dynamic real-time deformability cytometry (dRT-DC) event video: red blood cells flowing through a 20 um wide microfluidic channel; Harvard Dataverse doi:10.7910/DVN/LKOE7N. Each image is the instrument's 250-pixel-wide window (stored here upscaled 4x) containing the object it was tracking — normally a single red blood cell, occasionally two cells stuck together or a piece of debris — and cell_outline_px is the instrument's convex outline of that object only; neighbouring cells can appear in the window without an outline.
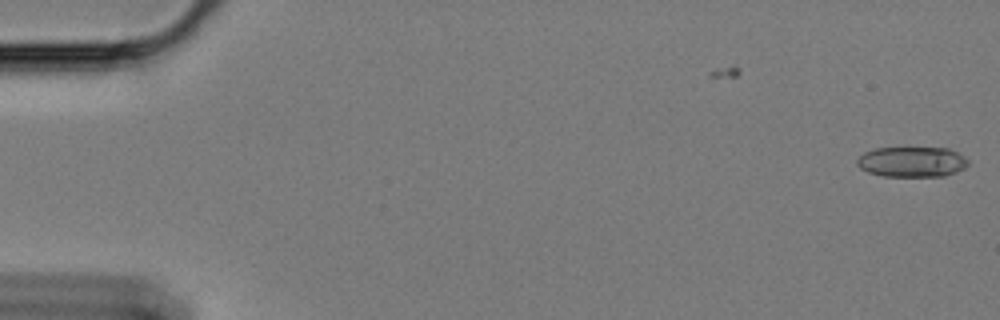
{"species": "Egyptian fruit bat (a non-hibernating species)", "species_latin": "Rousettus aegyptiacus", "temperature_condition": "cold", "stored_images_in_passage": 6, "camera_frame_rate_fps": 3000, "um_per_image_px": 0.085, "animal": {"sex": "female"}, "frame": {"image": 1, "passage_image": 6, "time_ms": 1.667, "image_size_px": [1000, 320], "cell_outline_px": [[968, 164], [964, 168], [956, 172], [944, 176], [884, 176], [868, 172], [860, 168], [856, 164], [856, 160], [864, 152], [876, 148], [948, 148], [964, 156], [968, 160]], "centroid_in_image_um": [77.51, 13.76], "position_along_channel_um": 7.5, "area_um2": 19.59}}